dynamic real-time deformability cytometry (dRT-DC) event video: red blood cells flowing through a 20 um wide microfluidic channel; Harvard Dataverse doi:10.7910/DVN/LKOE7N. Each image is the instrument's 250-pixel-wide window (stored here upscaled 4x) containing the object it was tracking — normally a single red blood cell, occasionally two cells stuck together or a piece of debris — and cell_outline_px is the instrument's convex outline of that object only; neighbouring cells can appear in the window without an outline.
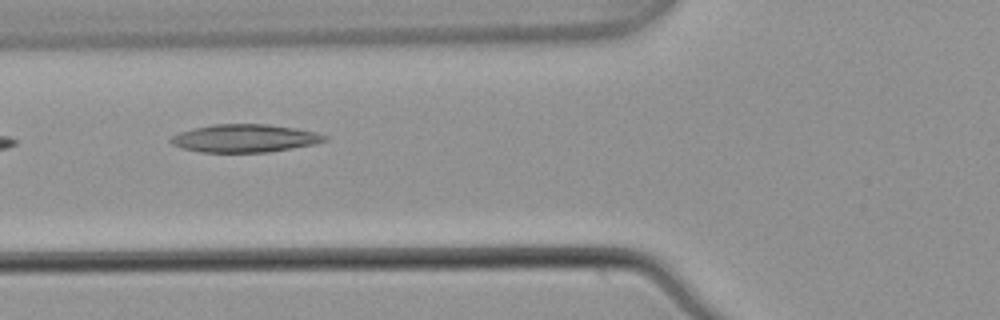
{"species": "common noctule bat (a hibernating species)", "species_latin": "Nyctalus noctula", "temperature_condition": "warm", "stored_images_in_passage": 7, "camera_frame_rate_fps": 3000, "um_per_image_px": 0.085, "animal": {"sex": "male", "body_mass_g": 21.5, "forearm_length_mm": 52.0}, "frame": {"image": 1, "passage_image": 5, "time_ms": 1.333, "image_size_px": [1000, 320], "cell_outline_px": [[328, 140], [316, 144], [268, 152], [200, 152], [184, 148], [172, 144], [168, 140], [172, 136], [180, 132], [212, 124], [268, 124], [296, 128], [316, 132], [328, 136]], "centroid_in_image_um": [20.85, 11.75], "position_along_channel_um": 105.0, "area_um2": 25.03}}
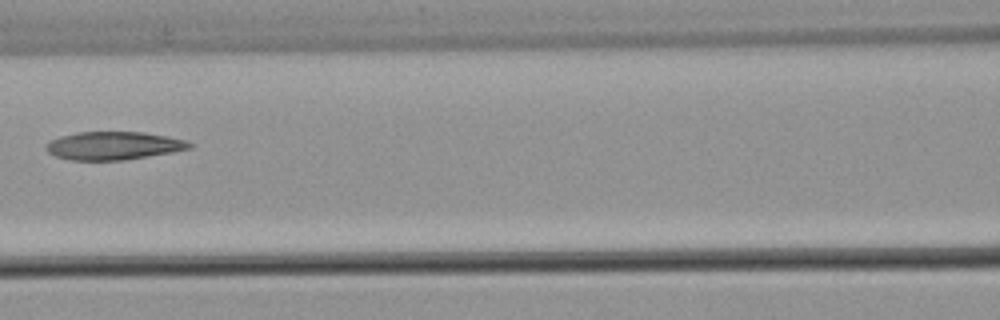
{"frame": {"image": 2, "passage_image": 6, "time_ms": 1.667, "image_size_px": [1000, 320], "cell_outline_px": [[196, 144], [192, 148], [172, 152], [120, 160], [72, 160], [56, 156], [48, 152], [44, 148], [44, 144], [60, 136], [76, 132], [144, 132], [168, 136], [188, 140]], "centroid_in_image_um": [9.68, 12.37], "position_along_channel_um": 156.9, "area_um2": 23.58}}